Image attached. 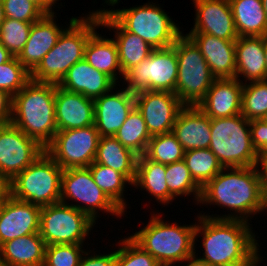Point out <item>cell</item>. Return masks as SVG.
Instances as JSON below:
<instances>
[{
  "label": "cell",
  "mask_w": 267,
  "mask_h": 266,
  "mask_svg": "<svg viewBox=\"0 0 267 266\" xmlns=\"http://www.w3.org/2000/svg\"><path fill=\"white\" fill-rule=\"evenodd\" d=\"M56 17V13L44 15L39 21L32 23L28 40L17 56L18 61L30 73L55 46L59 36L67 28L59 26L55 21Z\"/></svg>",
  "instance_id": "cell-19"
},
{
  "label": "cell",
  "mask_w": 267,
  "mask_h": 266,
  "mask_svg": "<svg viewBox=\"0 0 267 266\" xmlns=\"http://www.w3.org/2000/svg\"><path fill=\"white\" fill-rule=\"evenodd\" d=\"M94 100L56 84L55 120L57 131L94 125Z\"/></svg>",
  "instance_id": "cell-20"
},
{
  "label": "cell",
  "mask_w": 267,
  "mask_h": 266,
  "mask_svg": "<svg viewBox=\"0 0 267 266\" xmlns=\"http://www.w3.org/2000/svg\"><path fill=\"white\" fill-rule=\"evenodd\" d=\"M63 169L44 152L11 180V196L39 207L60 202Z\"/></svg>",
  "instance_id": "cell-8"
},
{
  "label": "cell",
  "mask_w": 267,
  "mask_h": 266,
  "mask_svg": "<svg viewBox=\"0 0 267 266\" xmlns=\"http://www.w3.org/2000/svg\"><path fill=\"white\" fill-rule=\"evenodd\" d=\"M241 114L247 120L267 119V80L243 84Z\"/></svg>",
  "instance_id": "cell-37"
},
{
  "label": "cell",
  "mask_w": 267,
  "mask_h": 266,
  "mask_svg": "<svg viewBox=\"0 0 267 266\" xmlns=\"http://www.w3.org/2000/svg\"><path fill=\"white\" fill-rule=\"evenodd\" d=\"M12 117V96L0 90V123L8 124Z\"/></svg>",
  "instance_id": "cell-45"
},
{
  "label": "cell",
  "mask_w": 267,
  "mask_h": 266,
  "mask_svg": "<svg viewBox=\"0 0 267 266\" xmlns=\"http://www.w3.org/2000/svg\"><path fill=\"white\" fill-rule=\"evenodd\" d=\"M183 161L194 181L201 188L223 169V166L209 148L185 151Z\"/></svg>",
  "instance_id": "cell-34"
},
{
  "label": "cell",
  "mask_w": 267,
  "mask_h": 266,
  "mask_svg": "<svg viewBox=\"0 0 267 266\" xmlns=\"http://www.w3.org/2000/svg\"><path fill=\"white\" fill-rule=\"evenodd\" d=\"M195 7L194 26L189 33H206L228 41H236L238 33L229 0H192Z\"/></svg>",
  "instance_id": "cell-17"
},
{
  "label": "cell",
  "mask_w": 267,
  "mask_h": 266,
  "mask_svg": "<svg viewBox=\"0 0 267 266\" xmlns=\"http://www.w3.org/2000/svg\"><path fill=\"white\" fill-rule=\"evenodd\" d=\"M104 8L96 9L99 14L100 27L113 30L115 41L118 49V59L122 70L125 74L129 69L137 66L144 59L150 56L154 50L138 35L126 31Z\"/></svg>",
  "instance_id": "cell-21"
},
{
  "label": "cell",
  "mask_w": 267,
  "mask_h": 266,
  "mask_svg": "<svg viewBox=\"0 0 267 266\" xmlns=\"http://www.w3.org/2000/svg\"><path fill=\"white\" fill-rule=\"evenodd\" d=\"M178 59L173 46L154 49L150 56L124 74L123 84L132 93L143 90L176 94Z\"/></svg>",
  "instance_id": "cell-12"
},
{
  "label": "cell",
  "mask_w": 267,
  "mask_h": 266,
  "mask_svg": "<svg viewBox=\"0 0 267 266\" xmlns=\"http://www.w3.org/2000/svg\"><path fill=\"white\" fill-rule=\"evenodd\" d=\"M4 20H5V14H4L2 0H0V27L3 24Z\"/></svg>",
  "instance_id": "cell-51"
},
{
  "label": "cell",
  "mask_w": 267,
  "mask_h": 266,
  "mask_svg": "<svg viewBox=\"0 0 267 266\" xmlns=\"http://www.w3.org/2000/svg\"><path fill=\"white\" fill-rule=\"evenodd\" d=\"M5 17L23 22H37L45 14L28 0H2Z\"/></svg>",
  "instance_id": "cell-42"
},
{
  "label": "cell",
  "mask_w": 267,
  "mask_h": 266,
  "mask_svg": "<svg viewBox=\"0 0 267 266\" xmlns=\"http://www.w3.org/2000/svg\"><path fill=\"white\" fill-rule=\"evenodd\" d=\"M34 22H23L5 17L0 27V44H2L12 56H18L24 48L30 28Z\"/></svg>",
  "instance_id": "cell-39"
},
{
  "label": "cell",
  "mask_w": 267,
  "mask_h": 266,
  "mask_svg": "<svg viewBox=\"0 0 267 266\" xmlns=\"http://www.w3.org/2000/svg\"><path fill=\"white\" fill-rule=\"evenodd\" d=\"M264 54H265V62L267 69V35L264 36Z\"/></svg>",
  "instance_id": "cell-52"
},
{
  "label": "cell",
  "mask_w": 267,
  "mask_h": 266,
  "mask_svg": "<svg viewBox=\"0 0 267 266\" xmlns=\"http://www.w3.org/2000/svg\"><path fill=\"white\" fill-rule=\"evenodd\" d=\"M28 1L35 4L45 15L57 13V12H54V8L56 6L57 7L63 6L61 2H60L61 5L57 3V1L59 2V0H28ZM55 4H58V5H55Z\"/></svg>",
  "instance_id": "cell-46"
},
{
  "label": "cell",
  "mask_w": 267,
  "mask_h": 266,
  "mask_svg": "<svg viewBox=\"0 0 267 266\" xmlns=\"http://www.w3.org/2000/svg\"><path fill=\"white\" fill-rule=\"evenodd\" d=\"M135 107L142 114L151 136L171 132L185 107L175 93L143 90L135 93Z\"/></svg>",
  "instance_id": "cell-15"
},
{
  "label": "cell",
  "mask_w": 267,
  "mask_h": 266,
  "mask_svg": "<svg viewBox=\"0 0 267 266\" xmlns=\"http://www.w3.org/2000/svg\"><path fill=\"white\" fill-rule=\"evenodd\" d=\"M263 3V8L266 16V21H267V0H262Z\"/></svg>",
  "instance_id": "cell-53"
},
{
  "label": "cell",
  "mask_w": 267,
  "mask_h": 266,
  "mask_svg": "<svg viewBox=\"0 0 267 266\" xmlns=\"http://www.w3.org/2000/svg\"><path fill=\"white\" fill-rule=\"evenodd\" d=\"M184 153L181 143L171 131L153 135L148 142L144 155L149 160L167 165L183 160Z\"/></svg>",
  "instance_id": "cell-36"
},
{
  "label": "cell",
  "mask_w": 267,
  "mask_h": 266,
  "mask_svg": "<svg viewBox=\"0 0 267 266\" xmlns=\"http://www.w3.org/2000/svg\"><path fill=\"white\" fill-rule=\"evenodd\" d=\"M117 86L94 100V124L100 137L114 136L135 107V93Z\"/></svg>",
  "instance_id": "cell-16"
},
{
  "label": "cell",
  "mask_w": 267,
  "mask_h": 266,
  "mask_svg": "<svg viewBox=\"0 0 267 266\" xmlns=\"http://www.w3.org/2000/svg\"><path fill=\"white\" fill-rule=\"evenodd\" d=\"M198 204L200 207L209 204L230 210L231 214L225 213L221 216L202 214V211L199 213L201 216L216 219H239L249 222L254 215L267 212V197L262 191L258 165L223 168L202 188Z\"/></svg>",
  "instance_id": "cell-1"
},
{
  "label": "cell",
  "mask_w": 267,
  "mask_h": 266,
  "mask_svg": "<svg viewBox=\"0 0 267 266\" xmlns=\"http://www.w3.org/2000/svg\"><path fill=\"white\" fill-rule=\"evenodd\" d=\"M88 168L97 186L125 214L128 205L124 199L127 191L125 188L133 183L124 174L110 167L93 162Z\"/></svg>",
  "instance_id": "cell-32"
},
{
  "label": "cell",
  "mask_w": 267,
  "mask_h": 266,
  "mask_svg": "<svg viewBox=\"0 0 267 266\" xmlns=\"http://www.w3.org/2000/svg\"><path fill=\"white\" fill-rule=\"evenodd\" d=\"M172 132L184 151L209 148L211 119L197 106H185L179 112Z\"/></svg>",
  "instance_id": "cell-24"
},
{
  "label": "cell",
  "mask_w": 267,
  "mask_h": 266,
  "mask_svg": "<svg viewBox=\"0 0 267 266\" xmlns=\"http://www.w3.org/2000/svg\"><path fill=\"white\" fill-rule=\"evenodd\" d=\"M60 202L82 211L95 223L102 211L117 218L126 215L97 186L88 167L63 170Z\"/></svg>",
  "instance_id": "cell-10"
},
{
  "label": "cell",
  "mask_w": 267,
  "mask_h": 266,
  "mask_svg": "<svg viewBox=\"0 0 267 266\" xmlns=\"http://www.w3.org/2000/svg\"><path fill=\"white\" fill-rule=\"evenodd\" d=\"M166 180L168 190L175 198L193 195L192 200L198 205L202 188L194 181L183 160L166 165Z\"/></svg>",
  "instance_id": "cell-35"
},
{
  "label": "cell",
  "mask_w": 267,
  "mask_h": 266,
  "mask_svg": "<svg viewBox=\"0 0 267 266\" xmlns=\"http://www.w3.org/2000/svg\"><path fill=\"white\" fill-rule=\"evenodd\" d=\"M120 0H104L105 9L126 31L134 33L153 49H163L174 45L183 33L160 4L153 2L130 8L115 9ZM111 9V10H110Z\"/></svg>",
  "instance_id": "cell-6"
},
{
  "label": "cell",
  "mask_w": 267,
  "mask_h": 266,
  "mask_svg": "<svg viewBox=\"0 0 267 266\" xmlns=\"http://www.w3.org/2000/svg\"><path fill=\"white\" fill-rule=\"evenodd\" d=\"M95 252L96 251L94 250L85 251L80 260L79 266H115L116 250L114 252H108L107 254H97Z\"/></svg>",
  "instance_id": "cell-44"
},
{
  "label": "cell",
  "mask_w": 267,
  "mask_h": 266,
  "mask_svg": "<svg viewBox=\"0 0 267 266\" xmlns=\"http://www.w3.org/2000/svg\"><path fill=\"white\" fill-rule=\"evenodd\" d=\"M242 89L237 78L216 79L197 107L210 119L241 114Z\"/></svg>",
  "instance_id": "cell-22"
},
{
  "label": "cell",
  "mask_w": 267,
  "mask_h": 266,
  "mask_svg": "<svg viewBox=\"0 0 267 266\" xmlns=\"http://www.w3.org/2000/svg\"><path fill=\"white\" fill-rule=\"evenodd\" d=\"M86 16L70 18L55 46L31 72V80L58 84L67 71L84 58L89 37L100 27L99 14L92 10Z\"/></svg>",
  "instance_id": "cell-4"
},
{
  "label": "cell",
  "mask_w": 267,
  "mask_h": 266,
  "mask_svg": "<svg viewBox=\"0 0 267 266\" xmlns=\"http://www.w3.org/2000/svg\"><path fill=\"white\" fill-rule=\"evenodd\" d=\"M84 59L94 69L108 75L117 85L124 78L119 64L118 49L115 41L111 37L99 35L97 30L89 37L85 45Z\"/></svg>",
  "instance_id": "cell-28"
},
{
  "label": "cell",
  "mask_w": 267,
  "mask_h": 266,
  "mask_svg": "<svg viewBox=\"0 0 267 266\" xmlns=\"http://www.w3.org/2000/svg\"><path fill=\"white\" fill-rule=\"evenodd\" d=\"M258 168L261 174L262 191L267 197V155L259 158Z\"/></svg>",
  "instance_id": "cell-48"
},
{
  "label": "cell",
  "mask_w": 267,
  "mask_h": 266,
  "mask_svg": "<svg viewBox=\"0 0 267 266\" xmlns=\"http://www.w3.org/2000/svg\"><path fill=\"white\" fill-rule=\"evenodd\" d=\"M64 90L95 100L117 84L105 73L94 69L84 58L75 63L57 84Z\"/></svg>",
  "instance_id": "cell-25"
},
{
  "label": "cell",
  "mask_w": 267,
  "mask_h": 266,
  "mask_svg": "<svg viewBox=\"0 0 267 266\" xmlns=\"http://www.w3.org/2000/svg\"><path fill=\"white\" fill-rule=\"evenodd\" d=\"M100 135L95 124L57 131L45 152L64 170L86 168L94 161Z\"/></svg>",
  "instance_id": "cell-13"
},
{
  "label": "cell",
  "mask_w": 267,
  "mask_h": 266,
  "mask_svg": "<svg viewBox=\"0 0 267 266\" xmlns=\"http://www.w3.org/2000/svg\"><path fill=\"white\" fill-rule=\"evenodd\" d=\"M209 149L223 168L253 167L259 162L251 142L250 120L242 114L211 119Z\"/></svg>",
  "instance_id": "cell-7"
},
{
  "label": "cell",
  "mask_w": 267,
  "mask_h": 266,
  "mask_svg": "<svg viewBox=\"0 0 267 266\" xmlns=\"http://www.w3.org/2000/svg\"><path fill=\"white\" fill-rule=\"evenodd\" d=\"M95 224L82 211L58 202L41 207L39 234L46 246L84 244Z\"/></svg>",
  "instance_id": "cell-11"
},
{
  "label": "cell",
  "mask_w": 267,
  "mask_h": 266,
  "mask_svg": "<svg viewBox=\"0 0 267 266\" xmlns=\"http://www.w3.org/2000/svg\"><path fill=\"white\" fill-rule=\"evenodd\" d=\"M151 212L153 214L150 213L148 224L130 237L162 266H180L178 263L183 264L182 262L195 252L196 221L190 225H180L176 221L171 223L163 219L164 214L159 210L157 213Z\"/></svg>",
  "instance_id": "cell-5"
},
{
  "label": "cell",
  "mask_w": 267,
  "mask_h": 266,
  "mask_svg": "<svg viewBox=\"0 0 267 266\" xmlns=\"http://www.w3.org/2000/svg\"><path fill=\"white\" fill-rule=\"evenodd\" d=\"M45 248L39 233L6 241L0 246V266H43Z\"/></svg>",
  "instance_id": "cell-27"
},
{
  "label": "cell",
  "mask_w": 267,
  "mask_h": 266,
  "mask_svg": "<svg viewBox=\"0 0 267 266\" xmlns=\"http://www.w3.org/2000/svg\"><path fill=\"white\" fill-rule=\"evenodd\" d=\"M117 243L115 266H162L130 236L123 237Z\"/></svg>",
  "instance_id": "cell-38"
},
{
  "label": "cell",
  "mask_w": 267,
  "mask_h": 266,
  "mask_svg": "<svg viewBox=\"0 0 267 266\" xmlns=\"http://www.w3.org/2000/svg\"><path fill=\"white\" fill-rule=\"evenodd\" d=\"M41 207L10 196L0 210V246L6 241L39 233Z\"/></svg>",
  "instance_id": "cell-18"
},
{
  "label": "cell",
  "mask_w": 267,
  "mask_h": 266,
  "mask_svg": "<svg viewBox=\"0 0 267 266\" xmlns=\"http://www.w3.org/2000/svg\"><path fill=\"white\" fill-rule=\"evenodd\" d=\"M173 47L178 59L176 95L185 106H197L216 77L196 44L184 32Z\"/></svg>",
  "instance_id": "cell-9"
},
{
  "label": "cell",
  "mask_w": 267,
  "mask_h": 266,
  "mask_svg": "<svg viewBox=\"0 0 267 266\" xmlns=\"http://www.w3.org/2000/svg\"><path fill=\"white\" fill-rule=\"evenodd\" d=\"M236 73L243 84L267 80L264 36H243L235 41ZM242 77V81L240 78Z\"/></svg>",
  "instance_id": "cell-26"
},
{
  "label": "cell",
  "mask_w": 267,
  "mask_h": 266,
  "mask_svg": "<svg viewBox=\"0 0 267 266\" xmlns=\"http://www.w3.org/2000/svg\"><path fill=\"white\" fill-rule=\"evenodd\" d=\"M138 155L124 147L114 136L100 137L95 163L124 174L132 183L136 176Z\"/></svg>",
  "instance_id": "cell-30"
},
{
  "label": "cell",
  "mask_w": 267,
  "mask_h": 266,
  "mask_svg": "<svg viewBox=\"0 0 267 266\" xmlns=\"http://www.w3.org/2000/svg\"><path fill=\"white\" fill-rule=\"evenodd\" d=\"M196 249L195 252L190 255L189 257H187L183 262L185 263L184 266H211L207 261H204L202 258L198 257L197 255H199L198 253H196Z\"/></svg>",
  "instance_id": "cell-49"
},
{
  "label": "cell",
  "mask_w": 267,
  "mask_h": 266,
  "mask_svg": "<svg viewBox=\"0 0 267 266\" xmlns=\"http://www.w3.org/2000/svg\"><path fill=\"white\" fill-rule=\"evenodd\" d=\"M195 240L201 237L202 256L211 266H259L263 261L250 222L197 215ZM254 231V232H253ZM259 250V251H258Z\"/></svg>",
  "instance_id": "cell-2"
},
{
  "label": "cell",
  "mask_w": 267,
  "mask_h": 266,
  "mask_svg": "<svg viewBox=\"0 0 267 266\" xmlns=\"http://www.w3.org/2000/svg\"><path fill=\"white\" fill-rule=\"evenodd\" d=\"M56 83L30 80L12 97L10 123L46 148L57 132Z\"/></svg>",
  "instance_id": "cell-3"
},
{
  "label": "cell",
  "mask_w": 267,
  "mask_h": 266,
  "mask_svg": "<svg viewBox=\"0 0 267 266\" xmlns=\"http://www.w3.org/2000/svg\"><path fill=\"white\" fill-rule=\"evenodd\" d=\"M45 152L12 123L0 126V172L12 180Z\"/></svg>",
  "instance_id": "cell-14"
},
{
  "label": "cell",
  "mask_w": 267,
  "mask_h": 266,
  "mask_svg": "<svg viewBox=\"0 0 267 266\" xmlns=\"http://www.w3.org/2000/svg\"><path fill=\"white\" fill-rule=\"evenodd\" d=\"M31 73L13 56L8 62L0 65V90L17 94L29 81Z\"/></svg>",
  "instance_id": "cell-40"
},
{
  "label": "cell",
  "mask_w": 267,
  "mask_h": 266,
  "mask_svg": "<svg viewBox=\"0 0 267 266\" xmlns=\"http://www.w3.org/2000/svg\"><path fill=\"white\" fill-rule=\"evenodd\" d=\"M114 137L124 147L141 156L144 155L152 136L147 130L142 114L134 107Z\"/></svg>",
  "instance_id": "cell-33"
},
{
  "label": "cell",
  "mask_w": 267,
  "mask_h": 266,
  "mask_svg": "<svg viewBox=\"0 0 267 266\" xmlns=\"http://www.w3.org/2000/svg\"><path fill=\"white\" fill-rule=\"evenodd\" d=\"M196 44L216 79L235 78V41L206 33H186Z\"/></svg>",
  "instance_id": "cell-23"
},
{
  "label": "cell",
  "mask_w": 267,
  "mask_h": 266,
  "mask_svg": "<svg viewBox=\"0 0 267 266\" xmlns=\"http://www.w3.org/2000/svg\"><path fill=\"white\" fill-rule=\"evenodd\" d=\"M11 196V180L0 172V203Z\"/></svg>",
  "instance_id": "cell-47"
},
{
  "label": "cell",
  "mask_w": 267,
  "mask_h": 266,
  "mask_svg": "<svg viewBox=\"0 0 267 266\" xmlns=\"http://www.w3.org/2000/svg\"><path fill=\"white\" fill-rule=\"evenodd\" d=\"M83 244H54L45 248L43 266H79Z\"/></svg>",
  "instance_id": "cell-41"
},
{
  "label": "cell",
  "mask_w": 267,
  "mask_h": 266,
  "mask_svg": "<svg viewBox=\"0 0 267 266\" xmlns=\"http://www.w3.org/2000/svg\"><path fill=\"white\" fill-rule=\"evenodd\" d=\"M12 57V54L0 44V65L8 62Z\"/></svg>",
  "instance_id": "cell-50"
},
{
  "label": "cell",
  "mask_w": 267,
  "mask_h": 266,
  "mask_svg": "<svg viewBox=\"0 0 267 266\" xmlns=\"http://www.w3.org/2000/svg\"><path fill=\"white\" fill-rule=\"evenodd\" d=\"M251 142L258 157L267 155V119L250 120Z\"/></svg>",
  "instance_id": "cell-43"
},
{
  "label": "cell",
  "mask_w": 267,
  "mask_h": 266,
  "mask_svg": "<svg viewBox=\"0 0 267 266\" xmlns=\"http://www.w3.org/2000/svg\"><path fill=\"white\" fill-rule=\"evenodd\" d=\"M166 180V165L149 160L145 155L138 156L136 176L132 186L145 190L156 199L155 202L172 205L176 199L168 190ZM171 202V203H170Z\"/></svg>",
  "instance_id": "cell-29"
},
{
  "label": "cell",
  "mask_w": 267,
  "mask_h": 266,
  "mask_svg": "<svg viewBox=\"0 0 267 266\" xmlns=\"http://www.w3.org/2000/svg\"><path fill=\"white\" fill-rule=\"evenodd\" d=\"M239 37L267 35L262 0H229Z\"/></svg>",
  "instance_id": "cell-31"
}]
</instances>
